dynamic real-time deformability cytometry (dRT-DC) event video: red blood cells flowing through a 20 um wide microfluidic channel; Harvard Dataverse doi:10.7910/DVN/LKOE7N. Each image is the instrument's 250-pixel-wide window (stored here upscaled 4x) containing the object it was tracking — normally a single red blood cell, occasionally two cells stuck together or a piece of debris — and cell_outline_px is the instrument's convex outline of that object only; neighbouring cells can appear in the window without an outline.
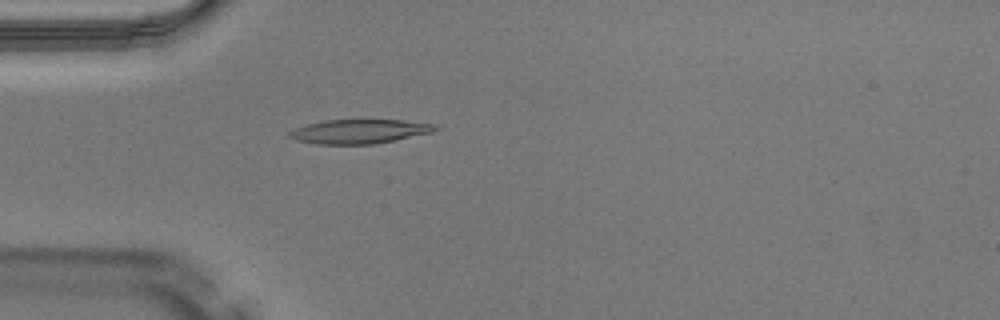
{"species": "Egyptian fruit bat (a non-hibernating species)", "species_latin": "Rousettus aegyptiacus", "temperature_condition": "warm", "stored_images_in_passage": 49, "camera_frame_rate_fps": 3000, "um_per_image_px": 0.085, "animal": {"sex": "male"}, "frame": {"image": 1, "passage_image": 14, "time_ms": 4.333, "image_size_px": [1000, 320], "cell_outline_px": [[440, 128], [432, 132], [372, 144], [316, 144], [296, 140], [288, 136], [288, 132], [296, 128], [308, 124], [324, 120], [404, 120], [436, 124]], "centroid_in_image_um": [30.54, 11.16], "position_along_channel_um": 54.5, "area_um2": 20.35}}
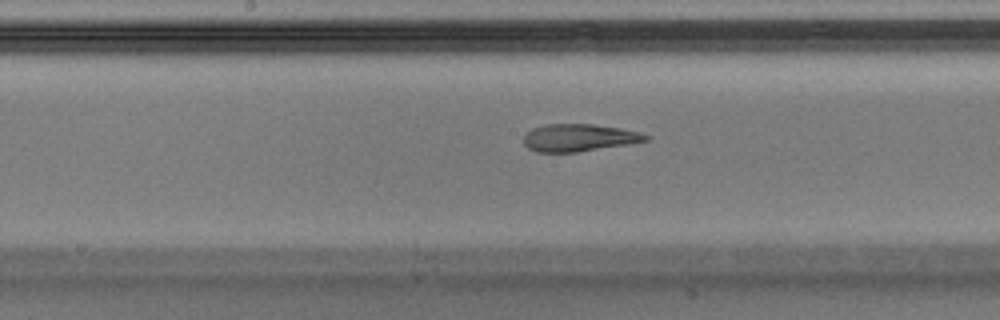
{"frame": {"image": 2, "passage_image": 25, "time_ms": 8.0, "image_size_px": [1000, 320], "cell_outline_px": [[652, 140], [628, 144], [576, 152], [536, 152], [528, 148], [524, 144], [524, 136], [532, 128], [548, 124], [592, 124], [620, 128], [640, 132], [652, 136]], "centroid_in_image_um": [49.26, 11.7], "position_along_channel_um": 198.9, "area_um2": 19.54}}
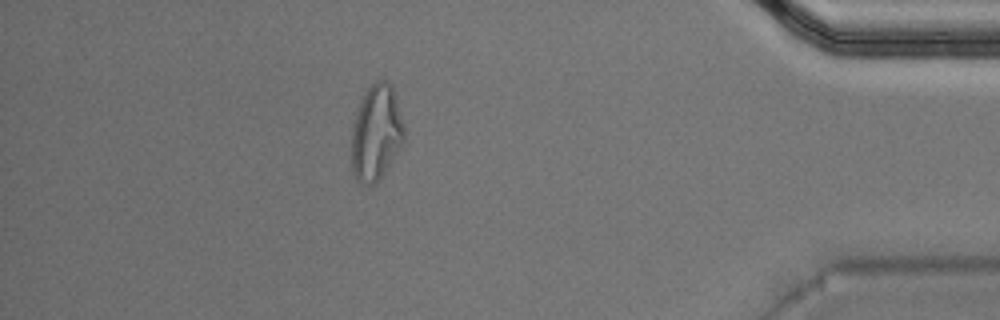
{"frame": {"image": 3, "passage_image": 43, "time_ms": 14.0, "image_size_px": [1000, 320], "cell_outline_px": [[404, 136], [400, 144], [384, 172], [376, 184], [360, 184], [356, 180], [352, 168], [352, 128], [360, 104], [368, 88], [376, 80], [384, 80], [392, 84], [404, 128]], "centroid_in_image_um": [31.96, 11.29], "position_along_channel_um": 403.2, "area_um2": 28.5}, "authors_computed_cell_mechanics": {"area_um2": 20.4612, "velocity_mm_per_s": 4.1061, "shape_relaxation_time_tau1_ms": null, "shape_relaxation_time_tau2_ms": 2.7171, "deformation_change_tau1": null, "deformation_change_tau2": 0.0907}}